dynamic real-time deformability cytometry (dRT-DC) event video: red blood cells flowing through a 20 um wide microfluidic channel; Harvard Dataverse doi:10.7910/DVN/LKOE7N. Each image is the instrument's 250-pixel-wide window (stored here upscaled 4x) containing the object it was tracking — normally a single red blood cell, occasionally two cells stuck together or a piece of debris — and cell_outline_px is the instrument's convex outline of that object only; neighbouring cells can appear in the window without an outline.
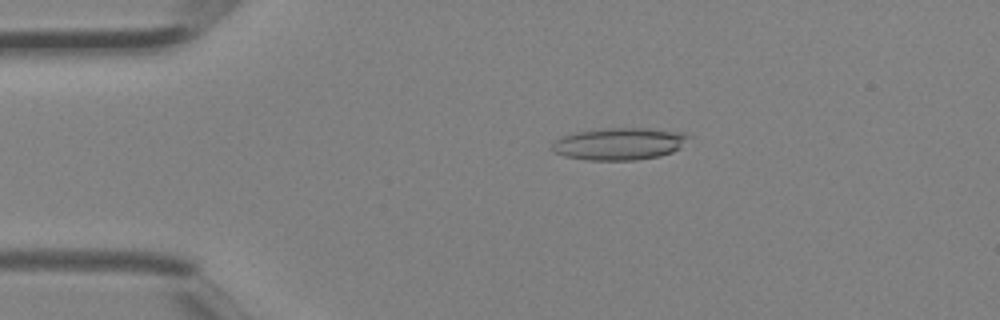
{"species": "Egyptian fruit bat (a non-hibernating species)", "species_latin": "Rousettus aegyptiacus", "temperature_condition": "room temperature", "stored_images_in_passage": 4, "camera_frame_rate_fps": 3000, "um_per_image_px": 0.085, "animal": {"sex": "female"}, "frame": {"image": 1, "passage_image": 3, "time_ms": 0.667, "image_size_px": [1000, 320], "cell_outline_px": [[692, 136], [680, 148], [672, 152], [660, 156], [636, 160], [584, 160], [564, 156], [556, 152], [552, 148], [552, 144], [556, 140], [564, 136], [576, 132], [604, 128], [652, 128], [684, 132]], "centroid_in_image_um": [52.7, 12.22], "position_along_channel_um": 32.3, "area_um2": 25.72}}